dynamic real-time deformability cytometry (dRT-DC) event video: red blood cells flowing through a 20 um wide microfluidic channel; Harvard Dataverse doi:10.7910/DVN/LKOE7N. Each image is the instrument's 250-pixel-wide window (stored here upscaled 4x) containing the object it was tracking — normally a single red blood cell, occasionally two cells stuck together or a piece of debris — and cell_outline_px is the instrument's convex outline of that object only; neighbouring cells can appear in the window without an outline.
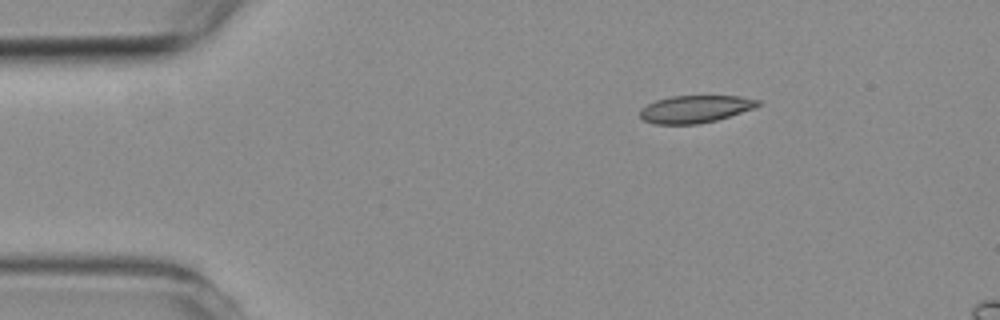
{"species": "common noctule bat (a hibernating species)", "species_latin": "Nyctalus noctula", "temperature_condition": "room temperature", "stored_images_in_passage": 4, "camera_frame_rate_fps": 3000, "um_per_image_px": 0.085, "animal": {"sex": "female", "body_mass_g": 19.3, "forearm_length_mm": 54.1}, "frame": {"image": 1, "passage_image": 2, "time_ms": 1.0, "image_size_px": [1000, 320], "cell_outline_px": [[760, 104], [756, 108], [716, 120], [696, 124], [656, 124], [644, 120], [640, 116], [640, 108], [656, 100], [672, 96], [740, 96], [760, 100]], "centroid_in_image_um": [59.11, 9.26], "position_along_channel_um": 25.9, "area_um2": 18.79}}